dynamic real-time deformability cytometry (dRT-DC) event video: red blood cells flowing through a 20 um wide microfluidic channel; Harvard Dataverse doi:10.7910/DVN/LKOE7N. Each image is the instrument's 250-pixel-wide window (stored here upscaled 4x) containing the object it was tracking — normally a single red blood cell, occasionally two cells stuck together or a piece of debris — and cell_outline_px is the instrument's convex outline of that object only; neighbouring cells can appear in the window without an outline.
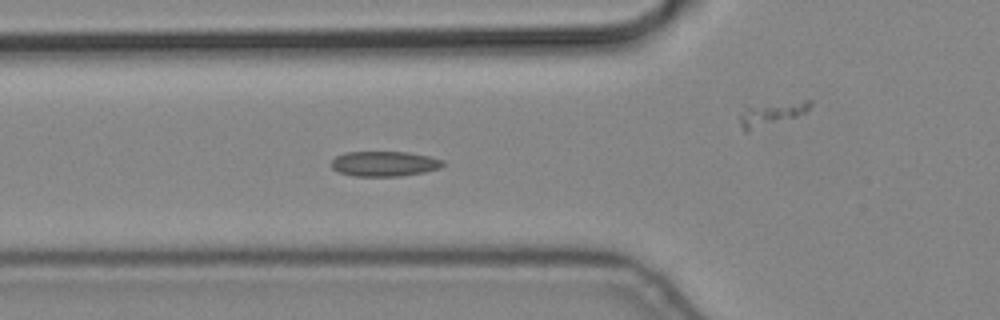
{"species": "common noctule bat (a hibernating species)", "species_latin": "Nyctalus noctula", "temperature_condition": "cold", "stored_images_in_passage": 12, "camera_frame_rate_fps": 3000, "um_per_image_px": 0.085, "animal": {"sex": "male", "body_mass_g": 19.2, "forearm_length_mm": 51.8}, "frame": {"image": 1, "passage_image": 6, "time_ms": 1.667, "image_size_px": [1000, 320], "cell_outline_px": [[444, 164], [440, 168], [424, 172], [400, 176], [356, 176], [340, 172], [332, 168], [332, 160], [336, 156], [344, 152], [408, 152], [428, 156], [444, 160]], "centroid_in_image_um": [32.68, 13.91], "position_along_channel_um": 93.1, "area_um2": 16.24}}